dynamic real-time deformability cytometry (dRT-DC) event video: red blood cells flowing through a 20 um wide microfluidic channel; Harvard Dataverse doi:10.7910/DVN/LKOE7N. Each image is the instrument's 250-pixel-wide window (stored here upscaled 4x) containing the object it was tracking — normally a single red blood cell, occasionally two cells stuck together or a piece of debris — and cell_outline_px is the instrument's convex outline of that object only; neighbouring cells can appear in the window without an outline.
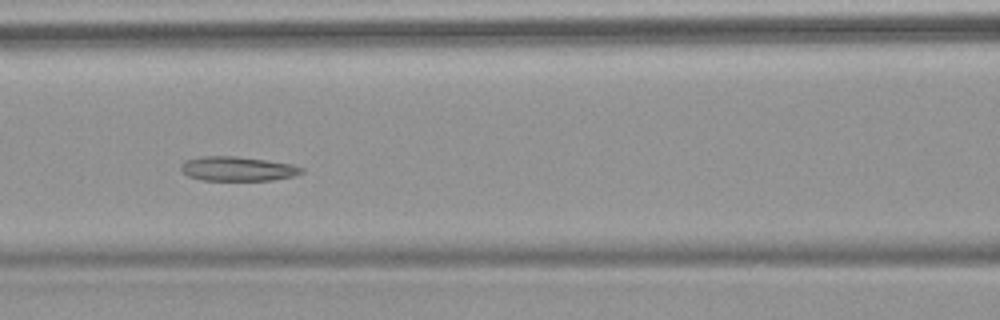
{"species": "common noctule bat (a hibernating species)", "species_latin": "Nyctalus noctula", "temperature_condition": "warm", "stored_images_in_passage": 7, "camera_frame_rate_fps": 3000, "um_per_image_px": 0.085, "animal": {"sex": "female", "body_mass_g": 18.4}, "frame": {"image": 1, "passage_image": 6, "time_ms": 6.667, "image_size_px": [1000, 320], "cell_outline_px": [[304, 172], [296, 176], [272, 180], [204, 180], [188, 176], [180, 172], [180, 164], [184, 160], [200, 156], [236, 156], [268, 160], [292, 164], [304, 168]], "centroid_in_image_um": [20.19, 14.34], "position_along_channel_um": 146.4, "area_um2": 17.46}}
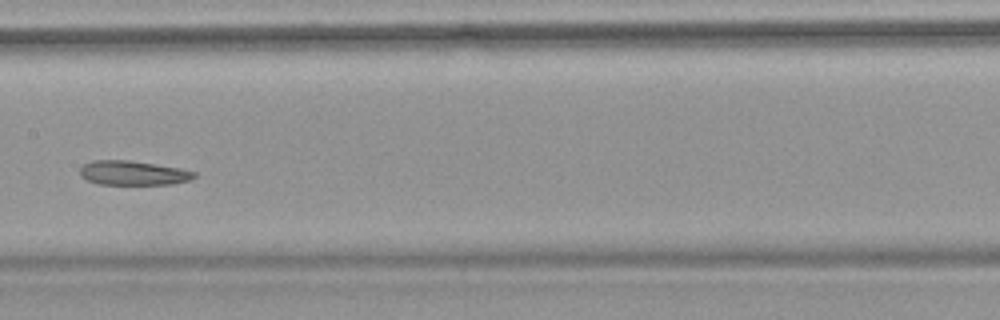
{"frame": {"image": 2, "passage_image": 7, "time_ms": 8.0, "image_size_px": [1000, 320], "cell_outline_px": [[196, 176], [192, 180], [172, 184], [96, 184], [80, 176], [80, 168], [84, 164], [92, 160], [128, 160], [156, 164], [180, 168], [196, 172]], "centroid_in_image_um": [11.32, 14.7], "position_along_channel_um": 196.1, "area_um2": 16.3}}